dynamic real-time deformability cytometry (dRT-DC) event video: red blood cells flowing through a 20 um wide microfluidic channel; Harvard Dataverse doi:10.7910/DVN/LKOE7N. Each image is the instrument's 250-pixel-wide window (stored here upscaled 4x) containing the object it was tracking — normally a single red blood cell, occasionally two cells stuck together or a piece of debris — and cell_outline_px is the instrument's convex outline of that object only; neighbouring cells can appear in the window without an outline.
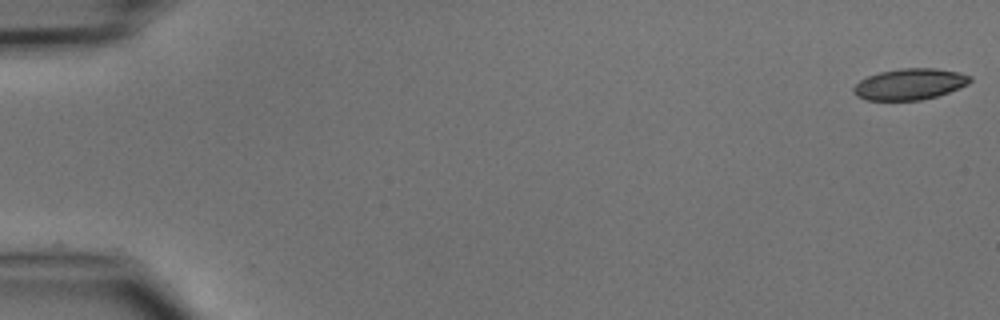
{"species": "common noctule bat (a hibernating species)", "species_latin": "Nyctalus noctula", "temperature_condition": "cold", "stored_images_in_passage": 4, "camera_frame_rate_fps": 3000, "um_per_image_px": 0.085, "animal": {"sex": "male", "body_mass_g": 15.6}, "frame": {"image": 1, "passage_image": 1, "time_ms": 0.0, "image_size_px": [1000, 320], "cell_outline_px": [[972, 80], [968, 84], [948, 92], [936, 96], [920, 100], [864, 100], [856, 96], [852, 92], [852, 88], [860, 80], [868, 76], [880, 72], [900, 68], [936, 68], [956, 72], [972, 76]], "centroid_in_image_um": [77.3, 7.15], "position_along_channel_um": 7.7, "area_um2": 21.15}}
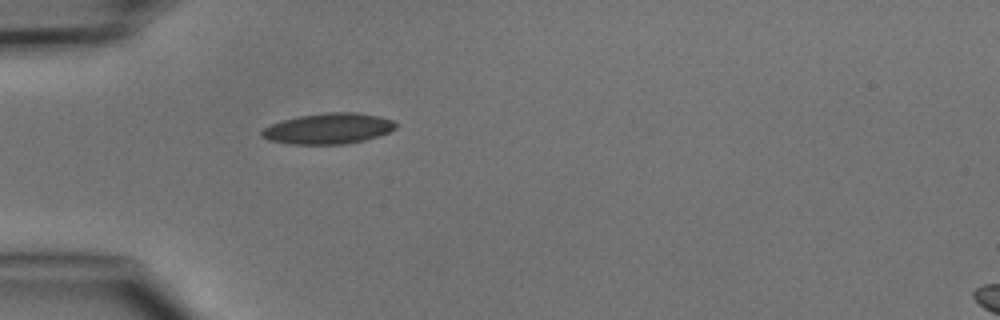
{"frame": {"image": 2, "passage_image": 4, "time_ms": 4.667, "image_size_px": [1000, 320], "cell_outline_px": [[396, 128], [388, 132], [364, 140], [344, 144], [288, 144], [268, 140], [260, 136], [260, 132], [264, 128], [272, 124], [284, 120], [300, 116], [328, 112], [356, 112], [380, 116], [392, 120], [396, 124]], "centroid_in_image_um": [27.89, 10.93], "position_along_channel_um": 57.1, "area_um2": 23.87}}